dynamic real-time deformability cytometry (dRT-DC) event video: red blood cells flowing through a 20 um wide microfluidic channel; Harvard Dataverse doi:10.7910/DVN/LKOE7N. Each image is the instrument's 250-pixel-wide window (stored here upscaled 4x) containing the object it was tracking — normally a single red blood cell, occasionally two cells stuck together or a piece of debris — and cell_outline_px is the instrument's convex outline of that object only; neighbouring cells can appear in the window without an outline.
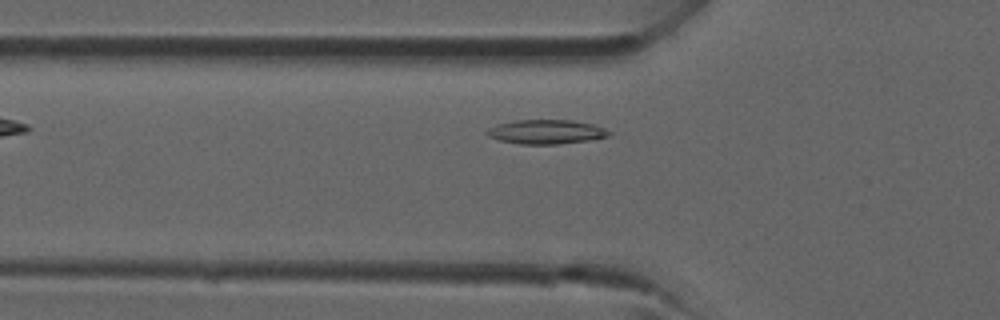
{"species": "common noctule bat (a hibernating species)", "species_latin": "Nyctalus noctula", "temperature_condition": "room temperature", "stored_images_in_passage": 3, "camera_frame_rate_fps": 3000, "um_per_image_px": 0.085, "animal": {"sex": "male", "forearm_length_mm": 52.5}, "frame": {"image": 1, "passage_image": 3, "time_ms": 2.333, "image_size_px": [1000, 320], "cell_outline_px": [[612, 132], [608, 136], [584, 140], [556, 144], [520, 144], [500, 140], [488, 136], [484, 132], [496, 124], [516, 120], [572, 120], [592, 124], [604, 128]], "centroid_in_image_um": [46.38, 11.19], "position_along_channel_um": 79.4, "area_um2": 16.99}}